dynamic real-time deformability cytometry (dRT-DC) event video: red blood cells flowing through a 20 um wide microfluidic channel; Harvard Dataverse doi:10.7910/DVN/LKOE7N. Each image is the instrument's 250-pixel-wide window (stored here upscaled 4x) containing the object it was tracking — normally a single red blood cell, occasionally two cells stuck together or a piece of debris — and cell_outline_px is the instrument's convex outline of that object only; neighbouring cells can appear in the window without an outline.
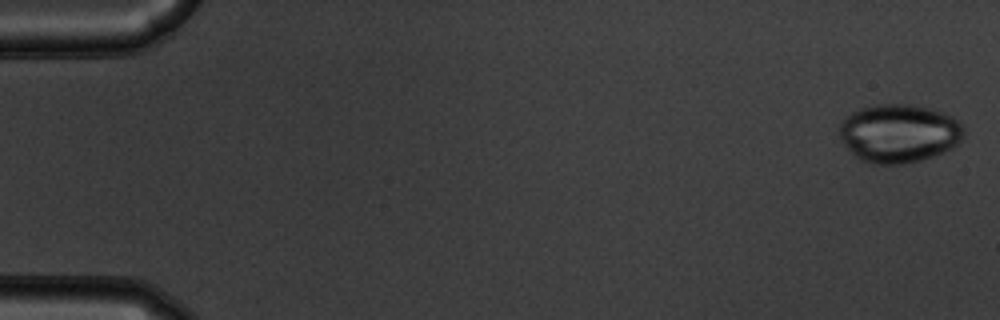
{"species": "common noctule bat (a hibernating species)", "species_latin": "Nyctalus noctula", "temperature_condition": "warm", "stored_images_in_passage": 54, "camera_frame_rate_fps": 3000, "um_per_image_px": 0.085, "animal": {"sex": "male", "body_mass_g": 19.5, "forearm_length_mm": 54.6}, "frame": {"image": 1, "passage_image": 1, "time_ms": 0.0, "image_size_px": [1000, 320], "cell_outline_px": [[964, 136], [952, 148], [944, 152], [920, 160], [904, 164], [872, 164], [860, 160], [844, 144], [840, 136], [840, 124], [844, 116], [860, 108], [880, 104], [912, 104], [940, 112], [952, 116], [964, 128]], "centroid_in_image_um": [76.39, 11.33], "position_along_channel_um": 8.6, "area_um2": 42.25}}
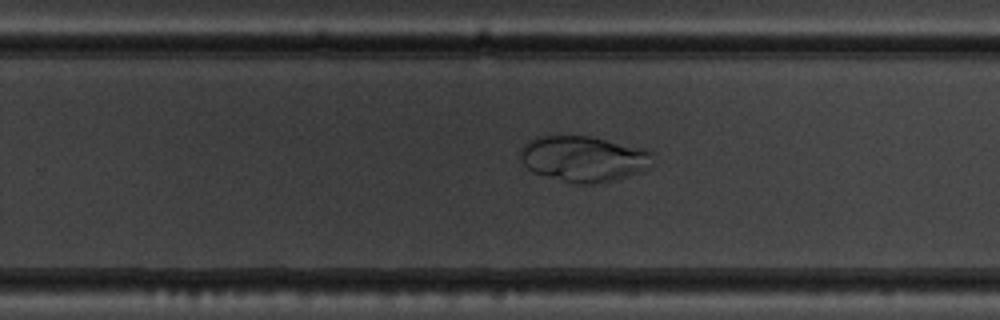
{"frame": {"image": 2, "passage_image": 35, "time_ms": 11.333, "image_size_px": [1000, 320], "cell_outline_px": [[652, 164], [648, 168], [640, 172], [628, 176], [612, 180], [592, 184], [572, 184], [532, 172], [524, 164], [520, 156], [520, 148], [528, 140], [536, 136], [592, 136], [648, 148], [652, 152]], "centroid_in_image_um": [49.62, 13.48], "position_along_channel_um": 280.2, "area_um2": 35.84}}
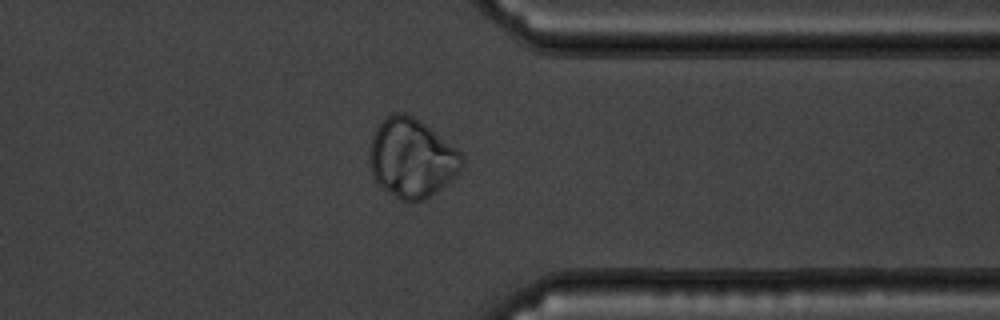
{"frame": {"image": 3, "passage_image": 43, "time_ms": 14.0, "image_size_px": [1000, 320], "cell_outline_px": [[464, 164], [460, 172], [456, 176], [424, 200], [412, 204], [400, 200], [384, 188], [372, 176], [368, 160], [368, 148], [372, 136], [376, 128], [392, 112], [404, 112], [420, 120], [456, 148], [464, 156]], "centroid_in_image_um": [34.99, 13.45], "position_along_channel_um": 376.4, "area_um2": 42.89}}